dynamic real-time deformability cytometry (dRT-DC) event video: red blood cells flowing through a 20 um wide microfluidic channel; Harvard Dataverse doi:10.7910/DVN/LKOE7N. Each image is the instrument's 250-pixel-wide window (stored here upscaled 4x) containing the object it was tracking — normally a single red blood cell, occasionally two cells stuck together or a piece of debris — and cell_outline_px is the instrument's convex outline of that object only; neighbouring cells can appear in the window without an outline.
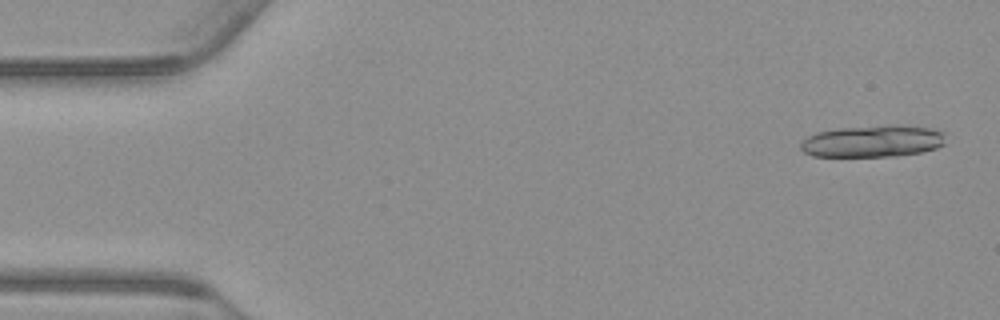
{"species": "common noctule bat (a hibernating species)", "species_latin": "Nyctalus noctula", "temperature_condition": "warm", "stored_images_in_passage": 18, "camera_frame_rate_fps": 3000, "um_per_image_px": 0.085, "animal": {"sex": "male", "body_mass_g": 23.1, "forearm_length_mm": 52.7}, "frame": {"image": 1, "passage_image": 2, "time_ms": 0.333, "image_size_px": [1000, 320], "cell_outline_px": [[944, 144], [936, 148], [920, 152], [896, 156], [812, 156], [804, 152], [800, 148], [800, 144], [808, 136], [816, 132], [840, 128], [888, 124], [900, 124], [932, 128], [944, 132]], "centroid_in_image_um": [74.2, 11.98], "position_along_channel_um": 10.8, "area_um2": 27.17}}